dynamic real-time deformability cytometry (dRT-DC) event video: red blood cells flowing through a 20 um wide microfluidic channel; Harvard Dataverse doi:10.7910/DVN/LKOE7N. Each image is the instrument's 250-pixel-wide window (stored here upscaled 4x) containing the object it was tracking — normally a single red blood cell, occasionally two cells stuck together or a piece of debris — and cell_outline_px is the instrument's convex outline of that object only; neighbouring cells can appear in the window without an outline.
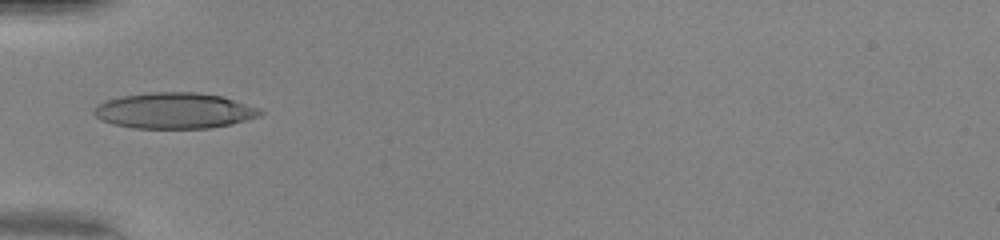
{"species": "human", "species_latin": "Homo sapiens", "temperature_condition": "warm", "stored_images_in_passage": 33, "camera_frame_rate_fps": 3000, "um_per_image_px": 0.085, "donor": {"sex": "female"}, "frame": {"image": 1, "passage_image": 1, "time_ms": 0.0, "image_size_px": [1000, 240], "cell_outline_px": [[264, 112], [260, 116], [212, 128], [132, 128], [112, 124], [100, 120], [92, 112], [100, 104], [108, 100], [120, 96], [148, 92], [200, 92], [224, 96], [256, 108]], "centroid_in_image_um": [14.8, 9.4], "position_along_channel_um": 70.2, "area_um2": 34.62}}
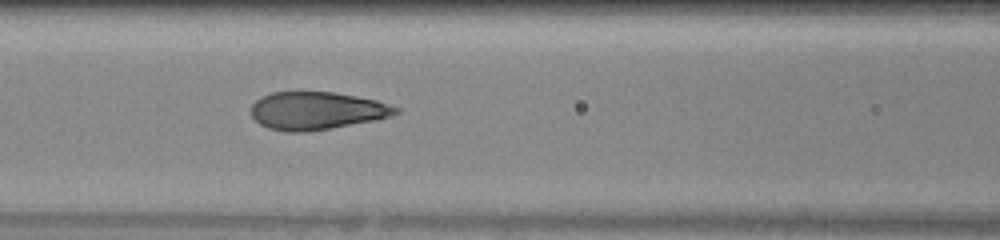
{"frame": {"image": 2, "passage_image": 6, "time_ms": 1.667, "image_size_px": [1000, 240], "cell_outline_px": [[400, 112], [376, 120], [304, 132], [288, 132], [268, 128], [260, 124], [252, 116], [252, 104], [260, 96], [272, 92], [336, 92], [376, 100], [400, 108]], "centroid_in_image_um": [26.9, 9.4], "position_along_channel_um": 139.7, "area_um2": 31.67}}
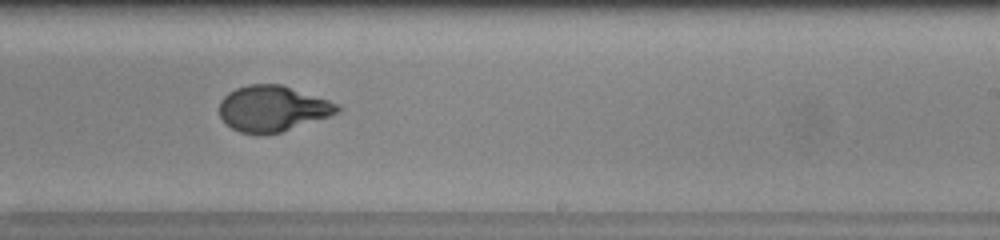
{"frame": {"image": 3, "passage_image": 15, "time_ms": 4.667, "image_size_px": [1000, 240], "cell_outline_px": [[344, 108], [340, 112], [280, 132], [240, 132], [232, 128], [220, 116], [220, 100], [228, 92], [236, 88], [248, 84], [280, 84], [340, 104]], "centroid_in_image_um": [23.18, 9.19], "position_along_channel_um": 265.8, "area_um2": 30.87}, "authors_computed_cell_mechanics": {"area_um2": 31.9634, "velocity_mm_per_s": 4.2186, "shape_relaxation_time_tau1_ms": 5.429, "shape_relaxation_time_tau2_ms": null, "deformation_change_tau1": 0.2834, "deformation_change_tau2": null}}